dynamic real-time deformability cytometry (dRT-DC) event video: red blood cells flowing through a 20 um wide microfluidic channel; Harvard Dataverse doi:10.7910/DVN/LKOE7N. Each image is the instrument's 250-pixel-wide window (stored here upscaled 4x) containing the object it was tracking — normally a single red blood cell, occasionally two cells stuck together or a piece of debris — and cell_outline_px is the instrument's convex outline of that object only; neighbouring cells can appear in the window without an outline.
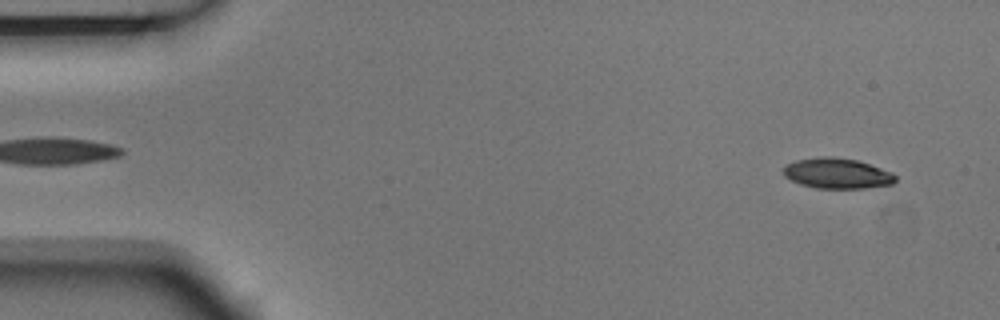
{"species": "Egyptian fruit bat (a non-hibernating species)", "species_latin": "Rousettus aegyptiacus", "temperature_condition": "room temperature", "stored_images_in_passage": 4, "segment_of_instrument_passage": [2, 2], "camera_frame_rate_fps": 3000, "um_per_image_px": 0.085, "animal": {"sex": "male"}, "frame": {"image": 1, "passage_image": 4, "time_ms": 1.0, "image_size_px": [1000, 320], "cell_outline_px": [[896, 180], [892, 184], [864, 188], [816, 188], [800, 184], [784, 176], [780, 168], [784, 164], [796, 160], [820, 156], [832, 156], [856, 160], [892, 172], [896, 176]], "centroid_in_image_um": [71.09, 14.73], "position_along_channel_um": 13.9, "area_um2": 20.0}}